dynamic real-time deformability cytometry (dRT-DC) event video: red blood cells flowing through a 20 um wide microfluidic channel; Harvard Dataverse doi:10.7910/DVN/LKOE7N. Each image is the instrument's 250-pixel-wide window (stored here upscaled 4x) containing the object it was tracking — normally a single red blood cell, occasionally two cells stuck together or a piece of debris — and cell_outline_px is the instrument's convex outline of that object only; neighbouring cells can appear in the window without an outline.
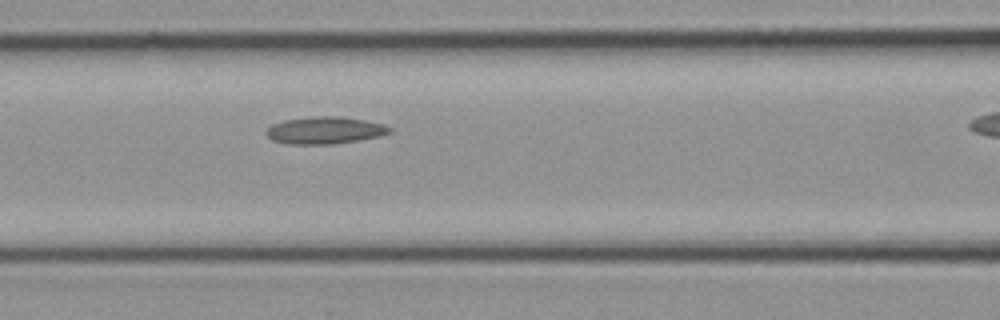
{"species": "common noctule bat (a hibernating species)", "species_latin": "Nyctalus noctula", "temperature_condition": "cold", "stored_images_in_passage": 5, "camera_frame_rate_fps": 3000, "um_per_image_px": 0.085, "animal": {"sex": "female", "body_mass_g": 21.9}, "frame": {"image": 1, "passage_image": 4, "time_ms": 1.0, "image_size_px": [1000, 320], "cell_outline_px": [[392, 132], [380, 136], [332, 144], [288, 144], [272, 140], [264, 132], [272, 124], [284, 120], [312, 116], [340, 116], [364, 120], [380, 124], [392, 128]], "centroid_in_image_um": [27.57, 11.07], "position_along_channel_um": 139.0, "area_um2": 19.42}}